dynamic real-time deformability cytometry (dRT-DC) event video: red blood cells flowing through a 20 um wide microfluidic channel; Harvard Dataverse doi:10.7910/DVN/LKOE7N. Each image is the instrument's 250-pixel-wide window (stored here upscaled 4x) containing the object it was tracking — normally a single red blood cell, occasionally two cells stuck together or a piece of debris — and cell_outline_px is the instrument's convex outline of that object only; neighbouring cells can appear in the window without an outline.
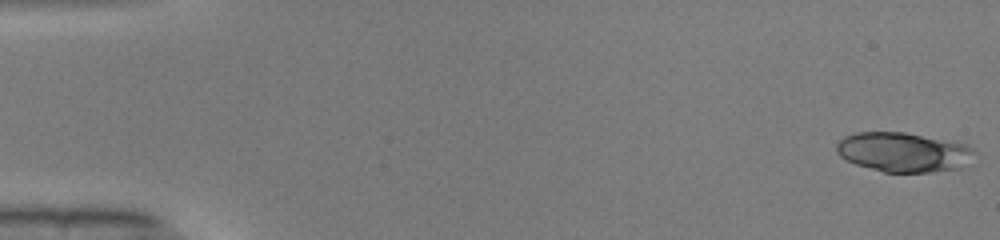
{"species": "common noctule bat (a hibernating species)", "species_latin": "Nyctalus noctula", "temperature_condition": "warm", "stored_images_in_passage": 49, "camera_frame_rate_fps": 3000, "um_per_image_px": 0.085, "animal": {"sex": "male", "body_mass_g": 19.0, "forearm_length_mm": 50.8}, "frame": {"image": 1, "passage_image": 1, "time_ms": 0.0, "image_size_px": [1000, 240], "cell_outline_px": [[972, 152], [960, 168], [928, 172], [884, 172], [856, 164], [840, 156], [836, 152], [836, 144], [844, 136], [856, 132], [904, 132], [968, 144], [972, 148]], "centroid_in_image_um": [76.71, 12.92], "position_along_channel_um": 8.3, "area_um2": 31.27}}